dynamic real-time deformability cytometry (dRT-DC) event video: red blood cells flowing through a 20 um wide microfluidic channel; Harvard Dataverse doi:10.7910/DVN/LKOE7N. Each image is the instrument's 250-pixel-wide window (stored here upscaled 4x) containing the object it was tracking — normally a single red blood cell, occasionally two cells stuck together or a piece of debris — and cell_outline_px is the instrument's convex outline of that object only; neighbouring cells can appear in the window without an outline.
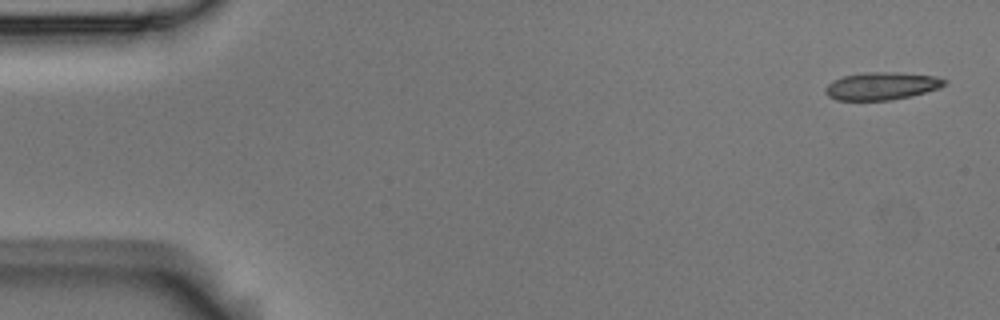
{"species": "Egyptian fruit bat (a non-hibernating species)", "species_latin": "Rousettus aegyptiacus", "temperature_condition": "room temperature", "stored_images_in_passage": 5, "camera_frame_rate_fps": 3000, "um_per_image_px": 0.085, "animal": {"sex": "male"}, "frame": {"image": 1, "passage_image": 1, "time_ms": 0.0, "image_size_px": [1000, 320], "cell_outline_px": [[948, 80], [940, 88], [908, 96], [888, 100], [836, 100], [828, 96], [824, 92], [824, 88], [832, 80], [844, 76], [864, 72], [896, 72], [932, 76]], "centroid_in_image_um": [74.88, 7.3], "position_along_channel_um": 10.1, "area_um2": 19.02}}
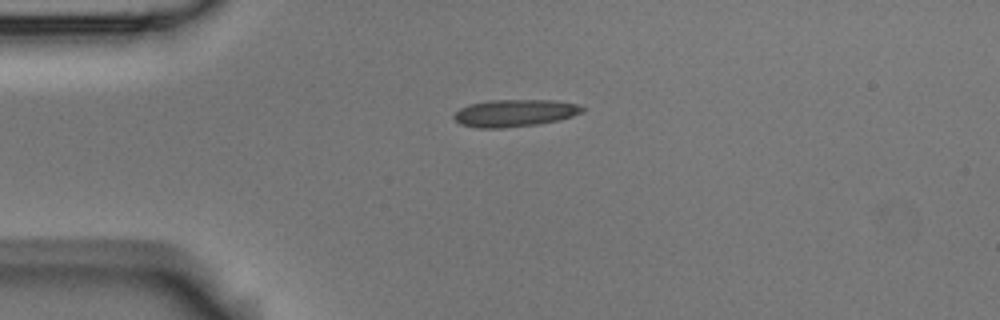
{"frame": {"image": 2, "passage_image": 4, "time_ms": 1.0, "image_size_px": [1000, 320], "cell_outline_px": [[584, 112], [560, 120], [536, 124], [504, 128], [480, 128], [460, 124], [452, 116], [460, 108], [472, 104], [488, 100], [556, 100], [580, 104], [584, 108]], "centroid_in_image_um": [43.79, 9.6], "position_along_channel_um": 41.2, "area_um2": 20.4}}